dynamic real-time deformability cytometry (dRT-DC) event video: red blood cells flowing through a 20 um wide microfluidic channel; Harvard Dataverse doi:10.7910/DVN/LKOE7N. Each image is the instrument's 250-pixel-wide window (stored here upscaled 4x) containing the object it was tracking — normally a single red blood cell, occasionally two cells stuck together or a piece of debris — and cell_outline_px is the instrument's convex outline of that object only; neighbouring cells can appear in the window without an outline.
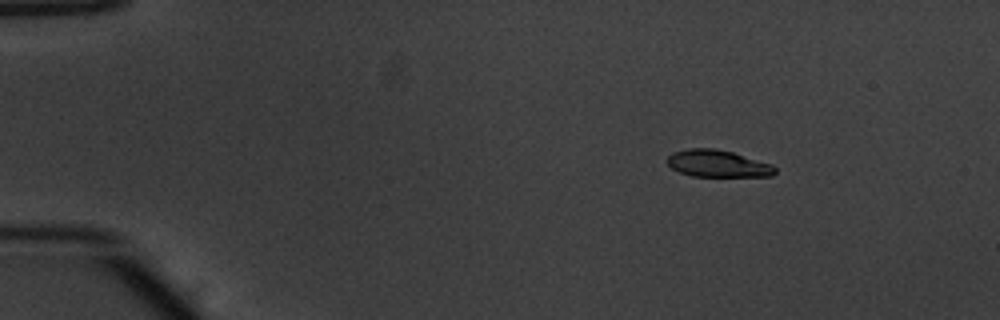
{"species": "common noctule bat (a hibernating species)", "species_latin": "Nyctalus noctula", "temperature_condition": "warm", "stored_images_in_passage": 46, "camera_frame_rate_fps": 3000, "um_per_image_px": 0.085, "animal": {"sex": "male", "body_mass_g": 20.1, "forearm_length_mm": 53.5}, "frame": {"image": 1, "passage_image": 1, "time_ms": 0.0, "image_size_px": [1000, 320], "cell_outline_px": [[776, 172], [772, 176], [692, 176], [680, 172], [672, 168], [668, 164], [668, 156], [672, 152], [688, 148], [712, 148], [732, 152], [772, 164], [776, 168]], "centroid_in_image_um": [61.01, 13.9], "position_along_channel_um": 24.0, "area_um2": 16.88}}
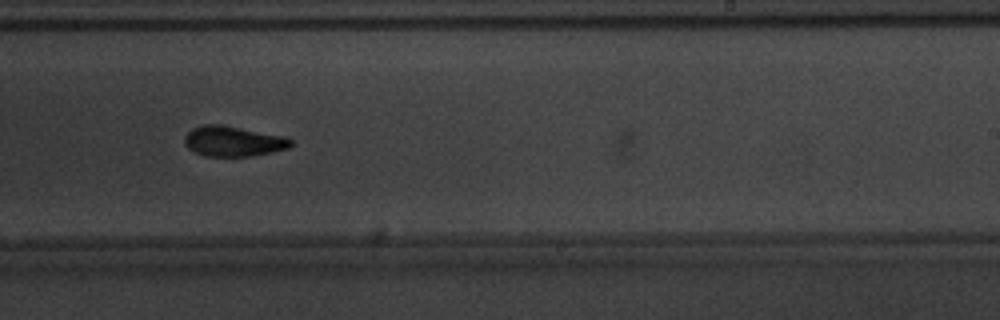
{"frame": {"image": 2, "passage_image": 27, "time_ms": 8.667, "image_size_px": [1000, 320], "cell_outline_px": [[292, 144], [288, 148], [272, 152], [252, 156], [204, 156], [188, 148], [184, 144], [184, 136], [192, 128], [204, 124], [220, 124], [284, 136], [292, 140]], "centroid_in_image_um": [19.8, 12.0], "position_along_channel_um": 269.2, "area_um2": 18.73}}
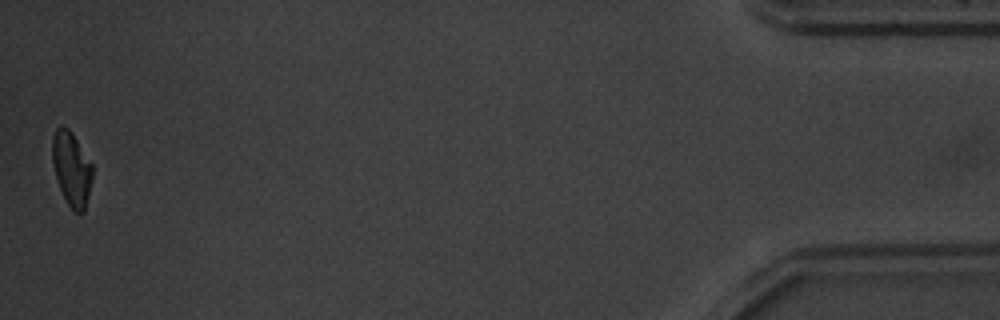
{"frame": {"image": 3, "passage_image": 46, "time_ms": 15.0, "image_size_px": [1000, 320], "cell_outline_px": [[92, 180], [84, 212], [76, 212], [68, 204], [60, 188], [56, 176], [52, 160], [52, 136], [56, 128], [60, 124], [68, 128], [72, 132], [92, 164]], "centroid_in_image_um": [6.08, 14.29], "position_along_channel_um": 429.1, "area_um2": 17.17}, "authors_computed_cell_mechanics": {"area_um2": 18.5538, "velocity_mm_per_s": 3.8587, "shape_relaxation_time_tau1_ms": 2.7926, "shape_relaxation_time_tau2_ms": 3.5938, "deformation_change_tau1": 0.1574, "deformation_change_tau2": 0.0576}}